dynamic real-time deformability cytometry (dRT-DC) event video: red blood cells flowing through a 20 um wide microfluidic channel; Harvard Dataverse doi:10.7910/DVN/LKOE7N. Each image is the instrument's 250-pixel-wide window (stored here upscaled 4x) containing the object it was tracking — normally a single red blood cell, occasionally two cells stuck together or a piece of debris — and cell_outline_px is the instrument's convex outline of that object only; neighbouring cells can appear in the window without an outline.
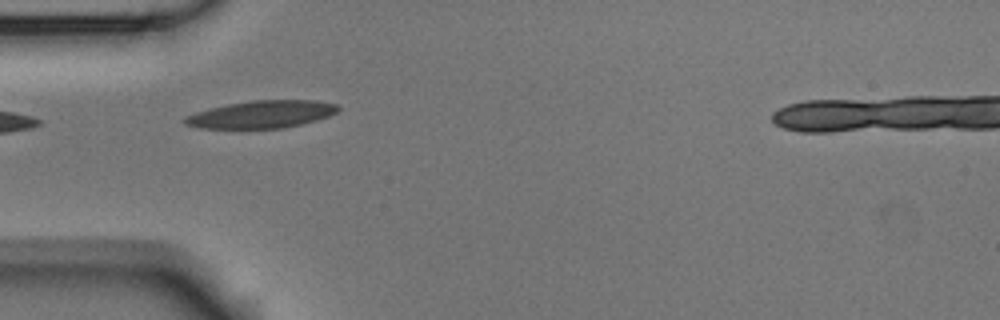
{"species": "Egyptian fruit bat (a non-hibernating species)", "species_latin": "Rousettus aegyptiacus", "temperature_condition": "room temperature", "stored_images_in_passage": 5, "camera_frame_rate_fps": 3000, "um_per_image_px": 0.085, "animal": {"sex": "male"}, "frame": {"image": 1, "passage_image": 4, "time_ms": 1.0, "image_size_px": [1000, 320], "cell_outline_px": [[340, 108], [336, 112], [328, 116], [316, 120], [300, 124], [280, 128], [200, 128], [184, 124], [184, 116], [196, 112], [228, 104], [252, 100], [316, 100], [336, 104]], "centroid_in_image_um": [22.23, 9.71], "position_along_channel_um": 62.8, "area_um2": 24.28}}
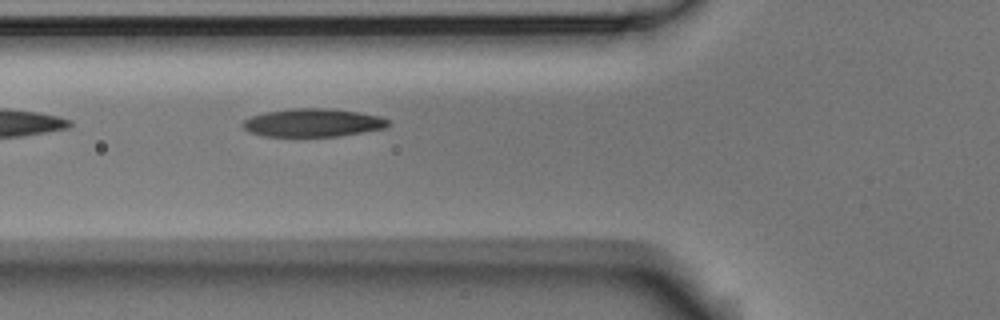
{"frame": {"image": 2, "passage_image": 5, "time_ms": 1.333, "image_size_px": [1000, 320], "cell_outline_px": [[392, 124], [384, 128], [340, 136], [264, 136], [248, 132], [240, 124], [244, 120], [252, 116], [264, 112], [292, 108], [328, 108], [360, 112], [380, 116], [388, 120]], "centroid_in_image_um": [26.59, 10.42], "position_along_channel_um": 99.2, "area_um2": 23.99}}